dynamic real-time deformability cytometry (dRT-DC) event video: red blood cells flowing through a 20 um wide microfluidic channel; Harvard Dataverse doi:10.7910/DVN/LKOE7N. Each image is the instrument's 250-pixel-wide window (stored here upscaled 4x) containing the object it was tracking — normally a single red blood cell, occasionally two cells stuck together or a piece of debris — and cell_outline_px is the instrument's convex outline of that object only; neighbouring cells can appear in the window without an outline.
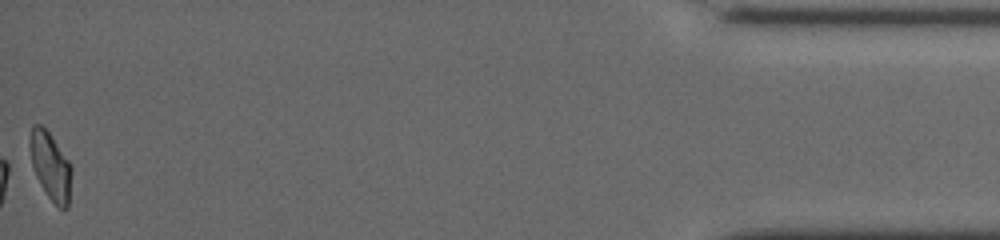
{"species": "common noctule bat (a hibernating species)", "species_latin": "Nyctalus noctula", "temperature_condition": "cold", "stored_images_in_passage": 45, "camera_frame_rate_fps": 3000, "um_per_image_px": 0.085, "animal": {"sex": "female", "body_mass_g": 19.5, "forearm_length_mm": 54.1}, "frame": {"image": 1, "passage_image": 45, "time_ms": 14.333, "image_size_px": [1000, 240], "cell_outline_px": [[72, 172], [68, 208], [60, 208], [48, 196], [40, 184], [36, 176], [32, 164], [28, 144], [28, 140], [32, 124], [40, 124], [48, 132], [68, 160], [72, 168]], "centroid_in_image_um": [4.27, 14.09], "position_along_channel_um": 430.9, "area_um2": 16.36}, "authors_computed_cell_mechanics": {"area_um2": 17.7446, "velocity_mm_per_s": 3.933, "shape_relaxation_time_tau1_ms": 7.0439, "shape_relaxation_time_tau2_ms": 3.7762, "deformation_change_tau1": 0.1657, "deformation_change_tau2": 0.1001}}